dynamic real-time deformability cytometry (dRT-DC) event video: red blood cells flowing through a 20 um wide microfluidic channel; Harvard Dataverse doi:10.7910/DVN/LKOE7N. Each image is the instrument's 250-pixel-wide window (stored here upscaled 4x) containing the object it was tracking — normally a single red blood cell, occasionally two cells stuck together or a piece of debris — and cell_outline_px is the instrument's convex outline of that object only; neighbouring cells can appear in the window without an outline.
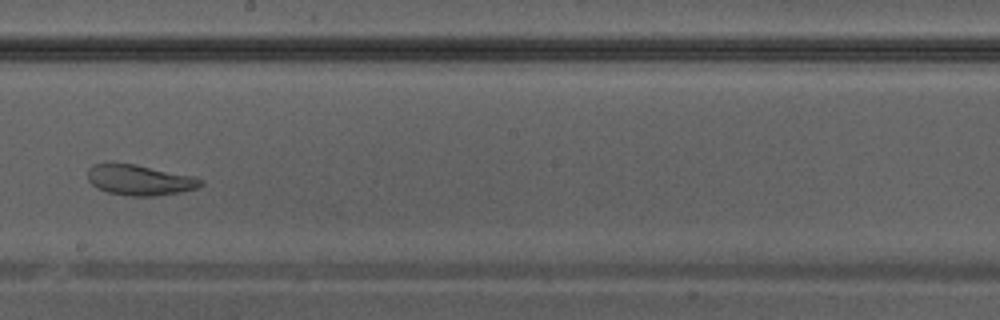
{"species": "Egyptian fruit bat (a non-hibernating species)", "species_latin": "Rousettus aegyptiacus", "temperature_condition": "warm", "stored_images_in_passage": 38, "segment_of_instrument_passage": [1, 2], "camera_frame_rate_fps": 3000, "um_per_image_px": 0.085, "animal": {"sex": "male"}, "frame": {"image": 1, "passage_image": 20, "time_ms": 6.333, "image_size_px": [1000, 320], "cell_outline_px": [[204, 184], [200, 188], [180, 192], [156, 196], [128, 196], [108, 192], [96, 188], [88, 180], [88, 168], [92, 164], [136, 164], [196, 176], [204, 180]], "centroid_in_image_um": [11.94, 15.31], "position_along_channel_um": 236.3, "area_um2": 20.35}}
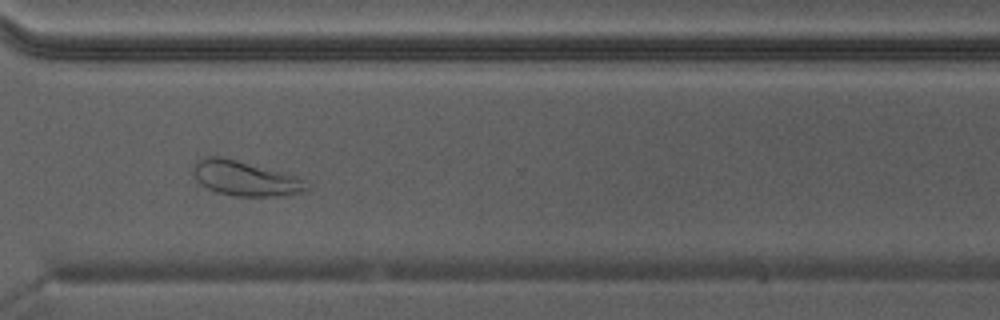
{"frame": {"image": 2, "passage_image": 27, "time_ms": 8.667, "image_size_px": [1000, 320], "cell_outline_px": [[312, 188], [300, 192], [276, 196], [236, 196], [216, 192], [200, 184], [196, 180], [192, 172], [192, 168], [200, 160], [208, 156], [220, 156], [236, 160], [296, 176], [312, 184]], "centroid_in_image_um": [20.85, 15.17], "position_along_channel_um": 349.7, "area_um2": 22.83}}
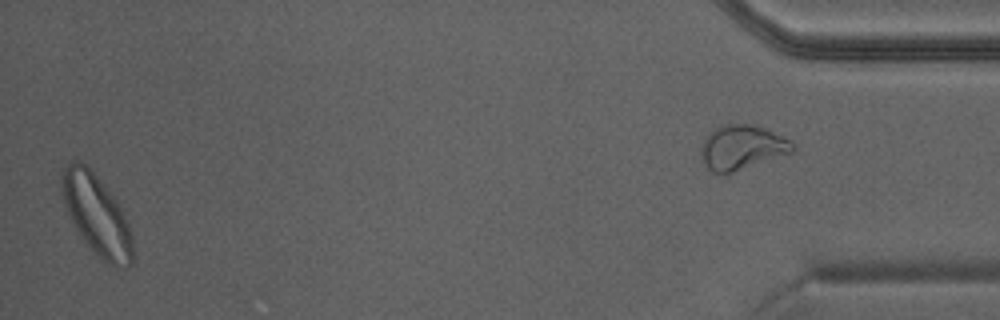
{"frame": {"image": 3, "passage_image": 37, "time_ms": 12.0, "image_size_px": [1000, 320], "cell_outline_px": [[132, 264], [128, 268], [116, 268], [108, 264], [92, 252], [84, 240], [64, 208], [60, 196], [60, 176], [64, 168], [72, 160], [80, 160], [92, 168], [120, 204], [124, 212], [132, 232]], "centroid_in_image_um": [8.2, 18.23], "position_along_channel_um": 427.0, "area_um2": 34.16}}